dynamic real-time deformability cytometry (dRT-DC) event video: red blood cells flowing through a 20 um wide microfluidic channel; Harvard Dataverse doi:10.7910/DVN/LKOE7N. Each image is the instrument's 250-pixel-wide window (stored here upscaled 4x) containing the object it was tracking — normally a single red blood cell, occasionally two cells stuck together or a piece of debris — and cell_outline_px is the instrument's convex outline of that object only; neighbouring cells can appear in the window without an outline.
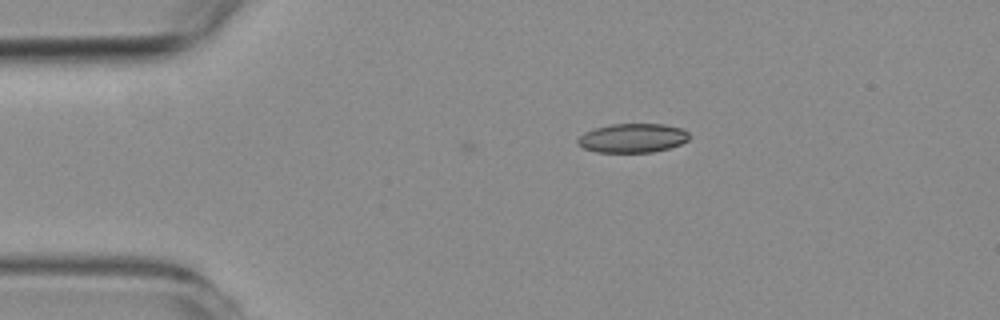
{"species": "common noctule bat (a hibernating species)", "species_latin": "Nyctalus noctula", "temperature_condition": "room temperature", "stored_images_in_passage": 2, "camera_frame_rate_fps": 3000, "um_per_image_px": 0.085, "animal": {"sex": "female", "body_mass_g": 19.3, "forearm_length_mm": 54.1}, "frame": {"image": 1, "passage_image": 2, "time_ms": 0.333, "image_size_px": [1000, 320], "cell_outline_px": [[688, 140], [680, 144], [668, 148], [652, 152], [596, 152], [584, 148], [576, 140], [584, 132], [596, 128], [612, 124], [664, 124], [680, 128], [688, 132]], "centroid_in_image_um": [53.77, 11.73], "position_along_channel_um": 31.2, "area_um2": 18.67}}